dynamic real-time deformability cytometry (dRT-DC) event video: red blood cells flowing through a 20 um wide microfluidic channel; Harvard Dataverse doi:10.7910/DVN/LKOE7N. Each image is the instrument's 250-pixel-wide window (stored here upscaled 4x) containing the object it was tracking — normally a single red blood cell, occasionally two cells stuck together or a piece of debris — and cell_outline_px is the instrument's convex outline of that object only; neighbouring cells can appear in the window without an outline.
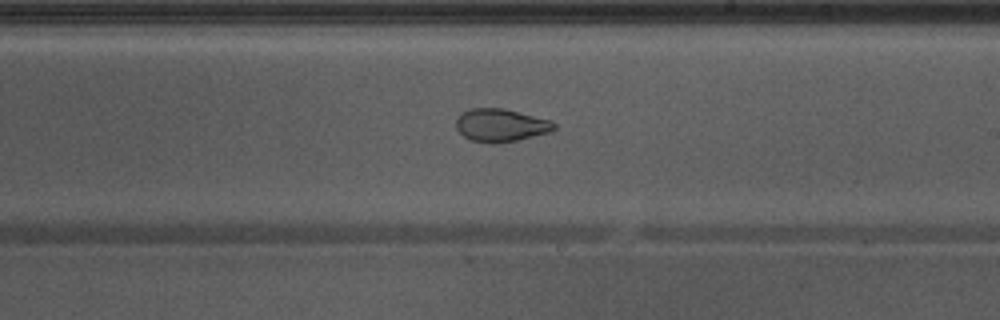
{"species": "Egyptian fruit bat (a non-hibernating species)", "species_latin": "Rousettus aegyptiacus", "temperature_condition": "warm", "stored_images_in_passage": 40, "camera_frame_rate_fps": 3000, "um_per_image_px": 0.085, "animal": {"sex": "male"}, "frame": {"image": 1, "passage_image": 18, "time_ms": 5.667, "image_size_px": [1000, 320], "cell_outline_px": [[556, 128], [552, 132], [516, 140], [472, 140], [464, 136], [456, 128], [456, 120], [460, 112], [472, 108], [504, 108], [552, 120], [556, 124]], "centroid_in_image_um": [42.61, 10.59], "position_along_channel_um": 246.4, "area_um2": 18.32}, "authors_computed_cell_mechanics": {"area_um2": 22.0507, "velocity_mm_per_s": 3.9663, "shape_relaxation_time_tau1_ms": null, "shape_relaxation_time_tau2_ms": 1.6451, "deformation_change_tau1": null, "deformation_change_tau2": 0.0777}}